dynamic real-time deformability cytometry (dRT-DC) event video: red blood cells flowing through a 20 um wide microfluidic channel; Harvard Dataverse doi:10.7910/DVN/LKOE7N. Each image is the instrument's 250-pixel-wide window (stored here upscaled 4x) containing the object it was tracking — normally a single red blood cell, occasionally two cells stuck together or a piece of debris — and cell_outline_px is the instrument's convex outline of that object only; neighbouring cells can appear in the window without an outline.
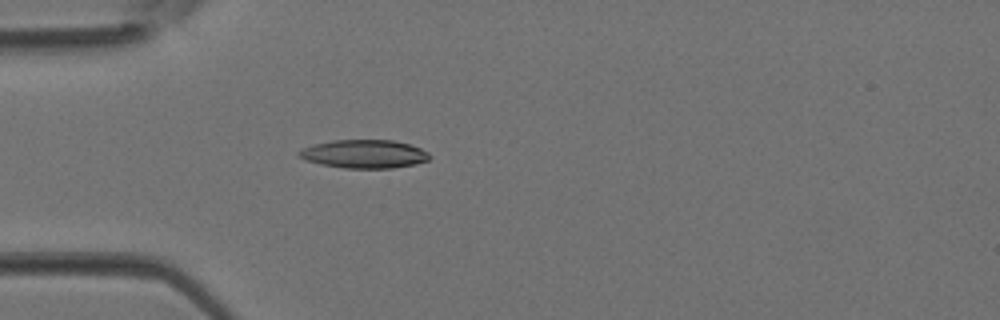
{"species": "Egyptian fruit bat (a non-hibernating species)", "species_latin": "Rousettus aegyptiacus", "temperature_condition": "room temperature", "stored_images_in_passage": 3, "camera_frame_rate_fps": 3000, "um_per_image_px": 0.085, "animal": {"sex": "female"}, "frame": {"image": 1, "passage_image": 3, "time_ms": 0.667, "image_size_px": [1000, 320], "cell_outline_px": [[432, 156], [428, 160], [416, 164], [392, 168], [344, 168], [320, 164], [304, 160], [296, 156], [296, 152], [312, 144], [332, 140], [392, 140], [408, 144], [420, 148], [428, 152]], "centroid_in_image_um": [30.92, 13.09], "position_along_channel_um": 54.1, "area_um2": 21.79}}